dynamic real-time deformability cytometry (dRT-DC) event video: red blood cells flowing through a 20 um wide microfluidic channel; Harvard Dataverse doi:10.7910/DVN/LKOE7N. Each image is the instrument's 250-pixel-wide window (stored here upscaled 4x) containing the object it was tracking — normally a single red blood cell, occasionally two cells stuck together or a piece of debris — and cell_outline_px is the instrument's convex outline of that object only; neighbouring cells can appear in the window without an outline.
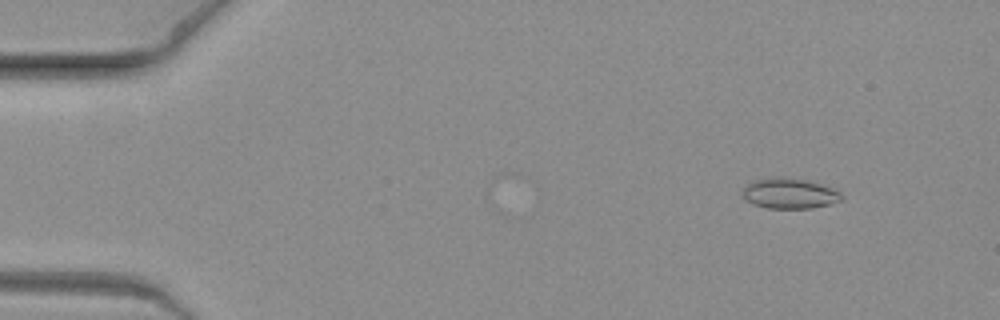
{"species": "common noctule bat (a hibernating species)", "species_latin": "Nyctalus noctula", "temperature_condition": "warm", "stored_images_in_passage": 9, "camera_frame_rate_fps": 3000, "um_per_image_px": 0.085, "animal": {"sex": "female", "body_mass_g": 19.3, "forearm_length_mm": 54.1}, "frame": {"image": 1, "passage_image": 3, "time_ms": 0.667, "image_size_px": [1000, 320], "cell_outline_px": [[844, 196], [840, 200], [828, 204], [812, 208], [768, 208], [752, 204], [744, 196], [744, 188], [752, 180], [804, 180], [820, 184], [840, 192]], "centroid_in_image_um": [67.14, 16.49], "position_along_channel_um": 17.9, "area_um2": 16.47}}
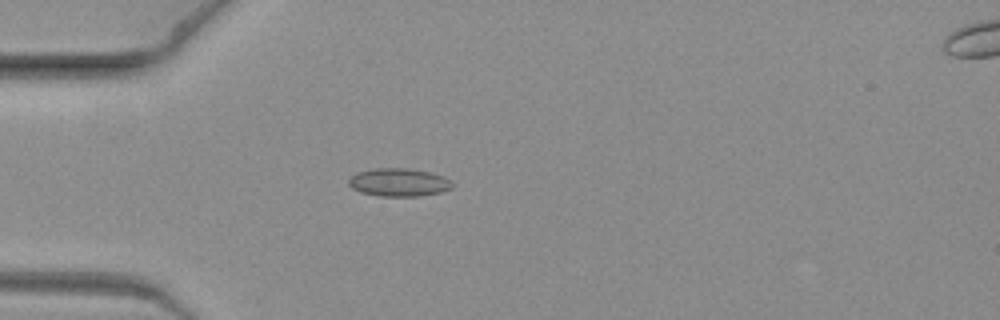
{"frame": {"image": 2, "passage_image": 7, "time_ms": 2.0, "image_size_px": [1000, 320], "cell_outline_px": [[452, 188], [440, 192], [416, 196], [380, 196], [360, 192], [352, 188], [348, 184], [348, 180], [356, 172], [372, 168], [408, 168], [432, 172], [444, 176], [452, 184]], "centroid_in_image_um": [33.87, 15.48], "position_along_channel_um": 51.1, "area_um2": 16.99}}
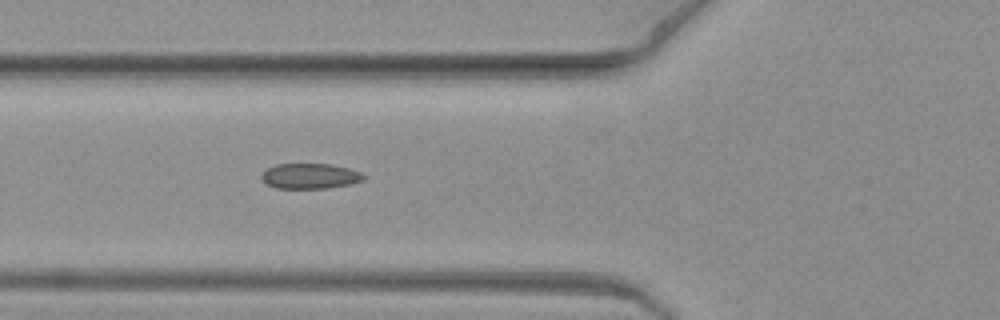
{"frame": {"image": 3, "passage_image": 9, "time_ms": 2.667, "image_size_px": [1000, 320], "cell_outline_px": [[364, 180], [348, 184], [328, 188], [276, 188], [264, 184], [260, 176], [268, 168], [276, 164], [328, 164], [348, 168], [360, 172], [364, 176]], "centroid_in_image_um": [26.3, 14.97], "position_along_channel_um": 99.5, "area_um2": 14.97}}